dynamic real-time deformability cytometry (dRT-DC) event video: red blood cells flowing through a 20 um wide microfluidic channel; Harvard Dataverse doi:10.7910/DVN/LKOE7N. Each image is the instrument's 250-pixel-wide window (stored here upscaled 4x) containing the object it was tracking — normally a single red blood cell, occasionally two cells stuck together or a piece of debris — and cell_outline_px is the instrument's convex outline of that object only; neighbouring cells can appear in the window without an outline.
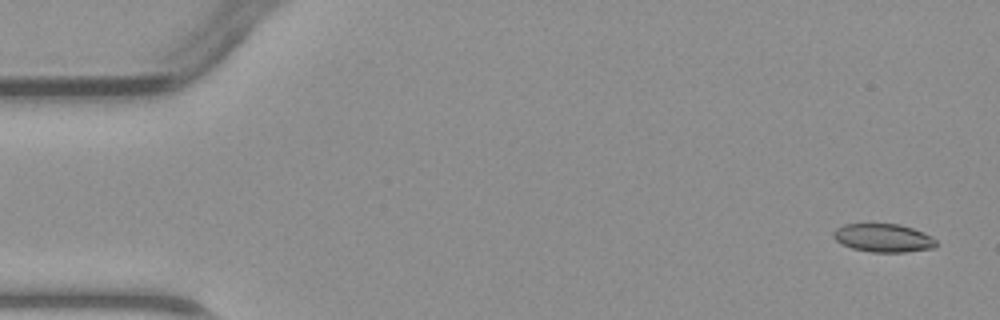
{"species": "common noctule bat (a hibernating species)", "species_latin": "Nyctalus noctula", "temperature_condition": "warm", "stored_images_in_passage": 4, "camera_frame_rate_fps": 3000, "um_per_image_px": 0.085, "animal": {"sex": "male", "body_mass_g": 23.1, "forearm_length_mm": 52.7}, "frame": {"image": 1, "passage_image": 1, "time_ms": 0.0, "image_size_px": [1000, 320], "cell_outline_px": [[936, 248], [904, 252], [872, 252], [852, 248], [840, 244], [832, 236], [832, 232], [836, 228], [844, 224], [900, 224], [924, 232], [932, 236], [936, 240]], "centroid_in_image_um": [75.08, 20.22], "position_along_channel_um": 9.9, "area_um2": 17.11}}
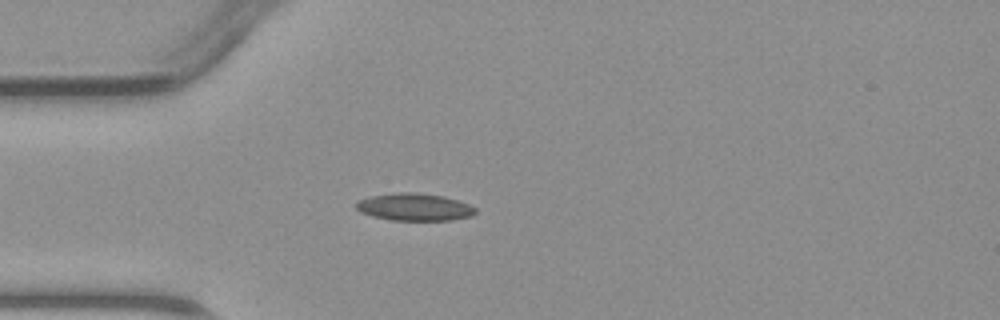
{"frame": {"image": 2, "passage_image": 4, "time_ms": 3.667, "image_size_px": [1000, 320], "cell_outline_px": [[476, 212], [472, 216], [452, 220], [392, 220], [372, 216], [360, 212], [356, 208], [356, 200], [368, 196], [396, 192], [416, 192], [444, 196], [468, 204], [476, 208]], "centroid_in_image_um": [35.19, 17.59], "position_along_channel_um": 49.8, "area_um2": 19.19}}